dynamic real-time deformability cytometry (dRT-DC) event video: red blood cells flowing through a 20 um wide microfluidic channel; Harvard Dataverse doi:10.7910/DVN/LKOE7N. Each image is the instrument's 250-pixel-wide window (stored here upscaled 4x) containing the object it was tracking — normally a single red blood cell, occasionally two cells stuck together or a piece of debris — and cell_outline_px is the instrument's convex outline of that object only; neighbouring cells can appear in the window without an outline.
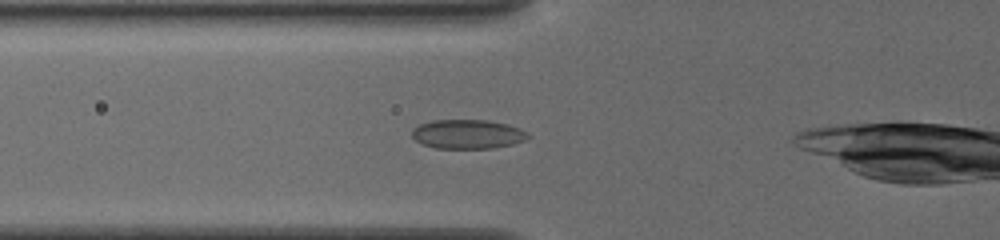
{"species": "common noctule bat (a hibernating species)", "species_latin": "Nyctalus noctula", "temperature_condition": "cold", "stored_images_in_passage": 39, "camera_frame_rate_fps": 3000, "um_per_image_px": 0.085, "animal": {"sex": "female", "body_mass_g": 19.5, "forearm_length_mm": 54.1}, "frame": {"image": 1, "passage_image": 7, "time_ms": 2.0, "image_size_px": [1000, 240], "cell_outline_px": [[528, 136], [524, 140], [512, 144], [492, 148], [436, 148], [420, 144], [412, 136], [412, 128], [420, 124], [432, 120], [488, 120], [508, 124], [520, 128]], "centroid_in_image_um": [39.69, 11.4], "position_along_channel_um": 86.1, "area_um2": 19.65}}
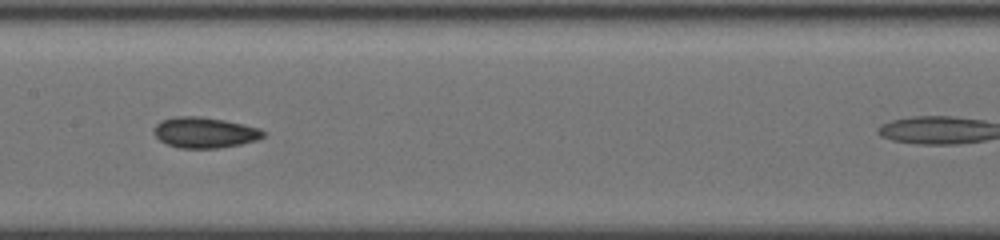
{"frame": {"image": 2, "passage_image": 15, "time_ms": 4.667, "image_size_px": [1000, 240], "cell_outline_px": [[264, 136], [256, 140], [240, 144], [216, 148], [180, 148], [168, 144], [160, 140], [152, 132], [156, 124], [160, 120], [176, 116], [200, 116], [224, 120], [256, 128], [264, 132]], "centroid_in_image_um": [17.33, 11.26], "position_along_channel_um": 190.1, "area_um2": 19.31}}
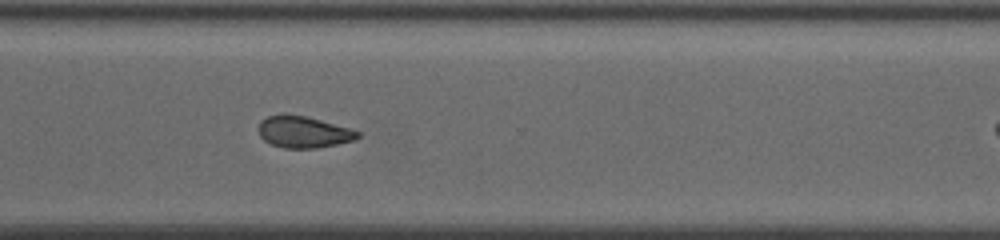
{"frame": {"image": 3, "passage_image": 27, "time_ms": 8.667, "image_size_px": [1000, 240], "cell_outline_px": [[360, 136], [356, 140], [316, 148], [284, 148], [272, 144], [264, 140], [260, 136], [260, 120], [268, 116], [304, 116], [352, 128], [360, 132]], "centroid_in_image_um": [25.86, 11.24], "position_along_channel_um": 344.7, "area_um2": 17.86}}